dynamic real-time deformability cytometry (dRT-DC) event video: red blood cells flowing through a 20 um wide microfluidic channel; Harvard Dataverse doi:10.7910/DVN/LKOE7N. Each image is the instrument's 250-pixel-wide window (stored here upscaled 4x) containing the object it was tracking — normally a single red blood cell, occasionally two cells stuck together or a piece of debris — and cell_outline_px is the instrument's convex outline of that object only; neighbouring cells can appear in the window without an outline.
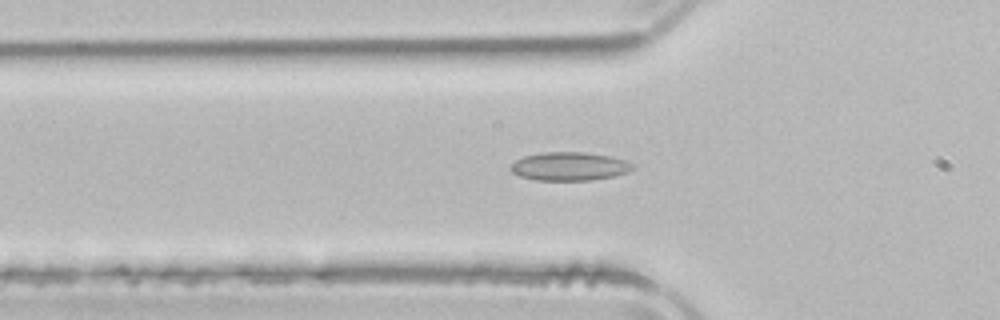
{"species": "common noctule bat (a hibernating species)", "species_latin": "Nyctalus noctula", "temperature_condition": "room temperature", "stored_images_in_passage": 44, "camera_frame_rate_fps": 3000, "um_per_image_px": 0.085, "animal": {"sex": "male", "body_mass_g": 21.5, "forearm_length_mm": 52.0}, "frame": {"image": 1, "passage_image": 9, "time_ms": 2.667, "image_size_px": [1000, 320], "cell_outline_px": [[636, 164], [628, 172], [612, 176], [592, 180], [536, 180], [520, 176], [512, 172], [508, 168], [516, 160], [524, 156], [544, 152], [584, 152], [608, 156], [624, 160]], "centroid_in_image_um": [48.38, 14.14], "position_along_channel_um": 77.4, "area_um2": 20.11}}
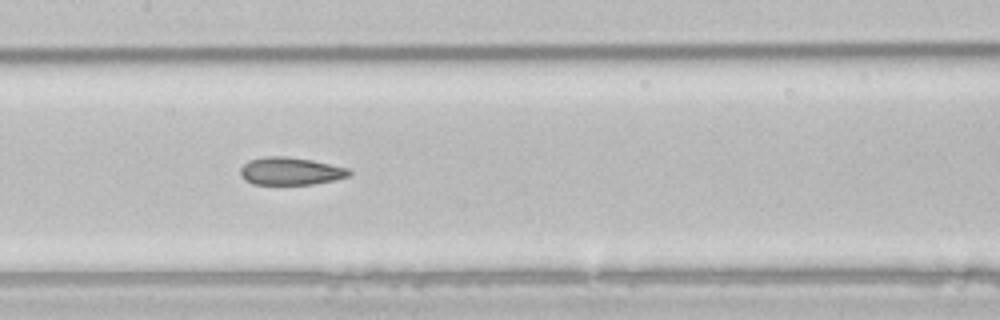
{"frame": {"image": 2, "passage_image": 17, "time_ms": 5.333, "image_size_px": [1000, 320], "cell_outline_px": [[352, 172], [348, 176], [336, 180], [312, 184], [252, 184], [244, 180], [240, 176], [240, 168], [248, 160], [260, 156], [288, 156], [312, 160], [348, 168]], "centroid_in_image_um": [24.65, 14.54], "position_along_channel_um": 182.7, "area_um2": 17.74}}
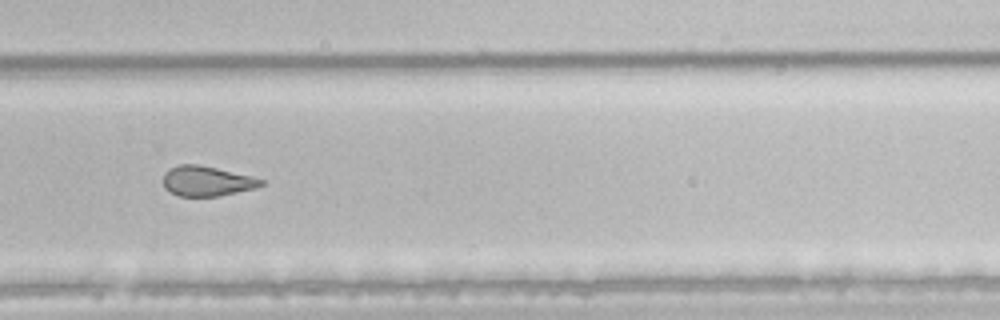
{"frame": {"image": 3, "passage_image": 27, "time_ms": 8.667, "image_size_px": [1000, 320], "cell_outline_px": [[264, 184], [256, 188], [220, 196], [180, 196], [164, 188], [164, 172], [168, 168], [180, 164], [200, 164], [252, 176], [264, 180]], "centroid_in_image_um": [17.59, 15.38], "position_along_channel_um": 312.2, "area_um2": 17.22}, "authors_computed_cell_mechanics": {"area_um2": 19.2763, "velocity_mm_per_s": 3.9049, "shape_relaxation_time_tau1_ms": null, "shape_relaxation_time_tau2_ms": 2.4323, "deformation_change_tau1": null, "deformation_change_tau2": 0.0914}}